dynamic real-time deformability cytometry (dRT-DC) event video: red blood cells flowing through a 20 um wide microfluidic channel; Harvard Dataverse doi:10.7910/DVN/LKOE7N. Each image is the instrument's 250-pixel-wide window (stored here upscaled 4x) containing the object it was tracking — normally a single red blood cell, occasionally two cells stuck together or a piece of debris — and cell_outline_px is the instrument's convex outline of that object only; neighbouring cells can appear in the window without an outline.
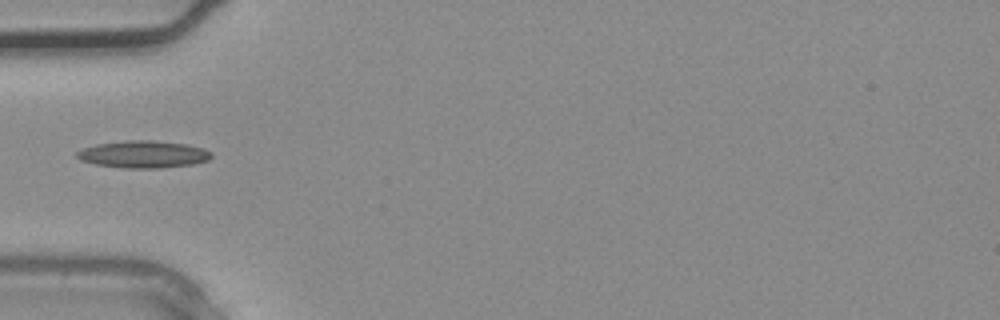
{"species": "common noctule bat (a hibernating species)", "species_latin": "Nyctalus noctula", "temperature_condition": "warm", "stored_images_in_passage": 1, "camera_frame_rate_fps": 3000, "um_per_image_px": 0.085, "animal": {"sex": "male", "body_mass_g": 20.4}, "frame": {"image": 1, "passage_image": 1, "time_ms": 0.0, "image_size_px": [1000, 320], "cell_outline_px": [[212, 156], [208, 160], [192, 164], [160, 168], [124, 168], [96, 164], [80, 160], [76, 156], [76, 152], [84, 148], [96, 144], [128, 140], [152, 140], [184, 144], [204, 148], [212, 152]], "centroid_in_image_um": [12.18, 13.11], "position_along_channel_um": 72.8, "area_um2": 21.21}}